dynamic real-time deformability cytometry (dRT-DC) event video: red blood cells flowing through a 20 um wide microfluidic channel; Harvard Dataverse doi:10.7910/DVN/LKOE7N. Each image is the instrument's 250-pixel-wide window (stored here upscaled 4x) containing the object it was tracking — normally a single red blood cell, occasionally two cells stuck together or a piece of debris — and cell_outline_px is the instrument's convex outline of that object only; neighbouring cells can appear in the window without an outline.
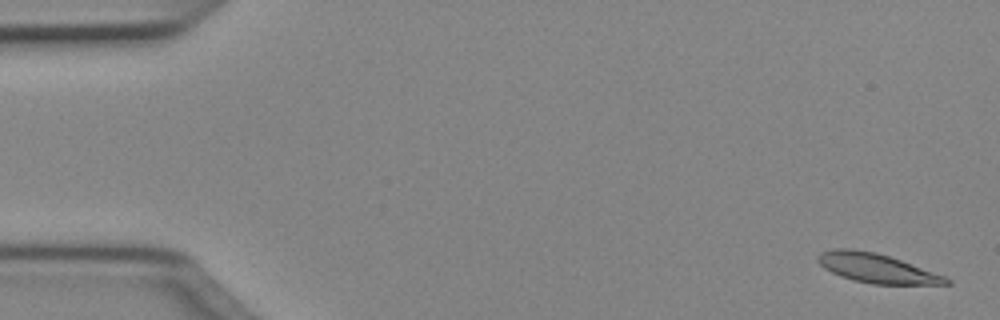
{"species": "Egyptian fruit bat (a non-hibernating species)", "species_latin": "Rousettus aegyptiacus", "temperature_condition": "cold", "stored_images_in_passage": 51, "camera_frame_rate_fps": 3000, "um_per_image_px": 0.085, "animal": {"sex": "female"}, "frame": {"image": 1, "passage_image": 2, "time_ms": 0.333, "image_size_px": [1000, 320], "cell_outline_px": [[952, 284], [872, 284], [852, 280], [840, 276], [824, 268], [816, 260], [816, 256], [820, 252], [836, 248], [848, 248], [876, 252], [900, 260], [944, 276], [952, 280]], "centroid_in_image_um": [74.47, 22.79], "position_along_channel_um": 10.5, "area_um2": 21.73}}
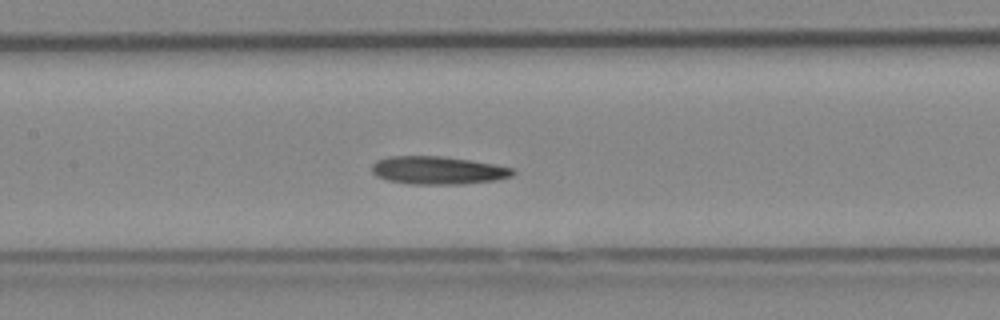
{"frame": {"image": 2, "passage_image": 24, "time_ms": 7.667, "image_size_px": [1000, 320], "cell_outline_px": [[516, 172], [512, 176], [496, 180], [460, 184], [412, 184], [388, 180], [376, 176], [372, 172], [372, 164], [376, 160], [388, 156], [440, 156], [468, 160], [516, 168]], "centroid_in_image_um": [37.22, 14.47], "position_along_channel_um": 170.2, "area_um2": 22.95}}
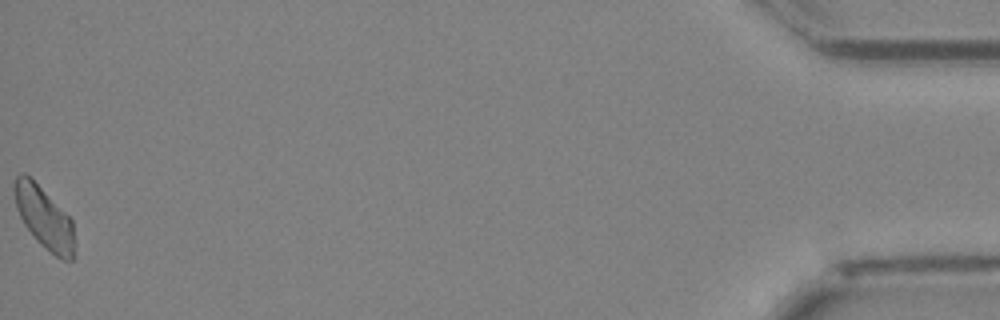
{"frame": {"image": 3, "passage_image": 51, "time_ms": 16.667, "image_size_px": [1000, 320], "cell_outline_px": [[76, 244], [72, 260], [64, 260], [56, 256], [40, 244], [24, 224], [16, 208], [12, 188], [12, 184], [16, 176], [20, 172], [24, 172], [72, 220]], "centroid_in_image_um": [3.74, 18.52], "position_along_channel_um": 431.5, "area_um2": 21.5}, "authors_computed_cell_mechanics": {"area_um2": 22.3108, "velocity_mm_per_s": 3.9957, "shape_relaxation_time_tau1_ms": null, "shape_relaxation_time_tau2_ms": 10.3112, "deformation_change_tau1": null, "deformation_change_tau2": 0.247}}